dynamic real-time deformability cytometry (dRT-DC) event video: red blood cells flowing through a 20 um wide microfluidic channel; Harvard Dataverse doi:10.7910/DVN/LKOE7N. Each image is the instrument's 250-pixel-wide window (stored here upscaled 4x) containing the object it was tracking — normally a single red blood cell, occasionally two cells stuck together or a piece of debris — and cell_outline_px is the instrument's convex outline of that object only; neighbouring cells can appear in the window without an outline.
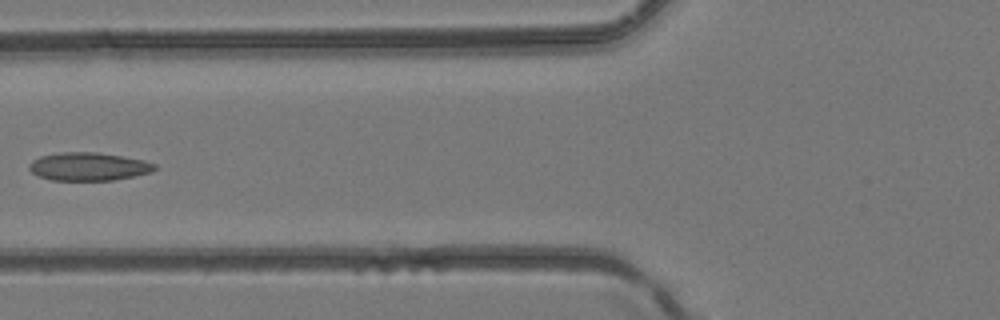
{"species": "common noctule bat (a hibernating species)", "species_latin": "Nyctalus noctula", "temperature_condition": "room temperature", "stored_images_in_passage": 6, "camera_frame_rate_fps": 3000, "um_per_image_px": 0.085, "animal": {"sex": "female", "body_mass_g": 24.6, "forearm_length_mm": 56.2}, "frame": {"image": 1, "passage_image": 6, "time_ms": 1.667, "image_size_px": [1000, 320], "cell_outline_px": [[156, 168], [152, 172], [112, 180], [52, 180], [40, 176], [32, 172], [28, 168], [28, 164], [32, 160], [40, 156], [60, 152], [96, 152], [144, 160], [156, 164]], "centroid_in_image_um": [7.5, 14.15], "position_along_channel_um": 118.3, "area_um2": 20.46}}